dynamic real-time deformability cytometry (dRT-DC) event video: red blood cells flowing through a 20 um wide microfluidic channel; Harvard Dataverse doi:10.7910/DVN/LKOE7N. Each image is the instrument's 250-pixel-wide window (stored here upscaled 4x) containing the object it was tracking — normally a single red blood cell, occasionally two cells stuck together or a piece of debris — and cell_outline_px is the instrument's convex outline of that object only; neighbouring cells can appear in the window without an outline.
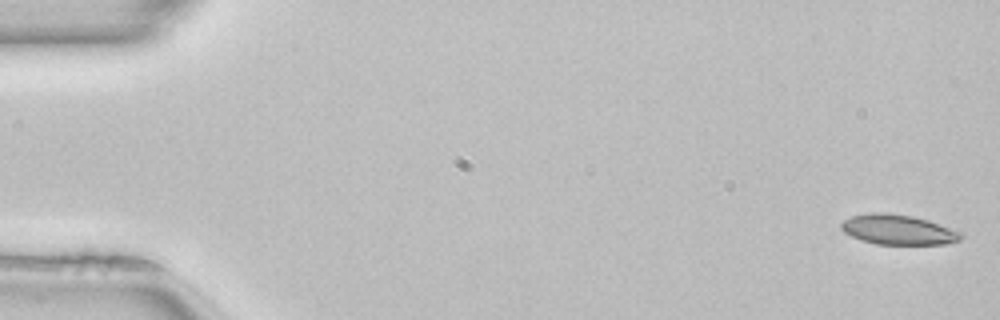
{"species": "common noctule bat (a hibernating species)", "species_latin": "Nyctalus noctula", "temperature_condition": "room temperature", "stored_images_in_passage": 50, "camera_frame_rate_fps": 3000, "um_per_image_px": 0.085, "animal": {"sex": "female", "body_mass_g": 22.7, "forearm_length_mm": 54.2}, "frame": {"image": 1, "passage_image": 1, "time_ms": 0.0, "image_size_px": [1000, 320], "cell_outline_px": [[964, 236], [960, 240], [948, 244], [876, 244], [860, 240], [844, 232], [840, 228], [840, 224], [844, 220], [852, 216], [868, 212], [884, 212], [912, 216], [928, 220], [960, 232]], "centroid_in_image_um": [76.31, 19.52], "position_along_channel_um": 8.7, "area_um2": 20.92}}
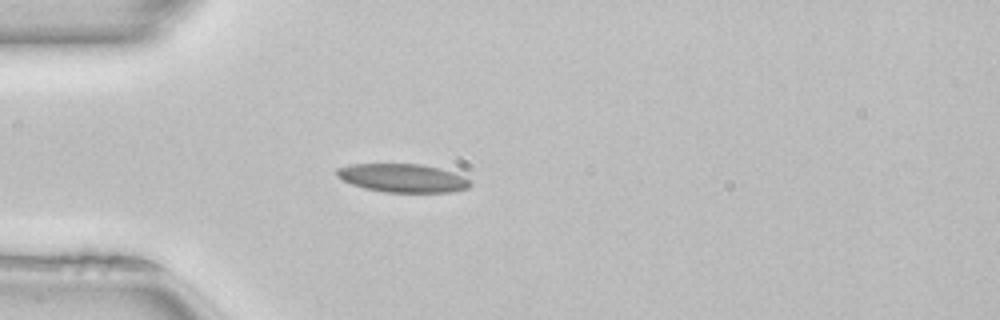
{"frame": {"image": 2, "passage_image": 14, "time_ms": 4.333, "image_size_px": [1000, 320], "cell_outline_px": [[472, 184], [468, 188], [452, 192], [384, 192], [364, 188], [340, 180], [336, 176], [336, 168], [352, 164], [420, 164], [452, 172], [464, 176]], "centroid_in_image_um": [34.18, 15.14], "position_along_channel_um": 50.8, "area_um2": 22.08}}
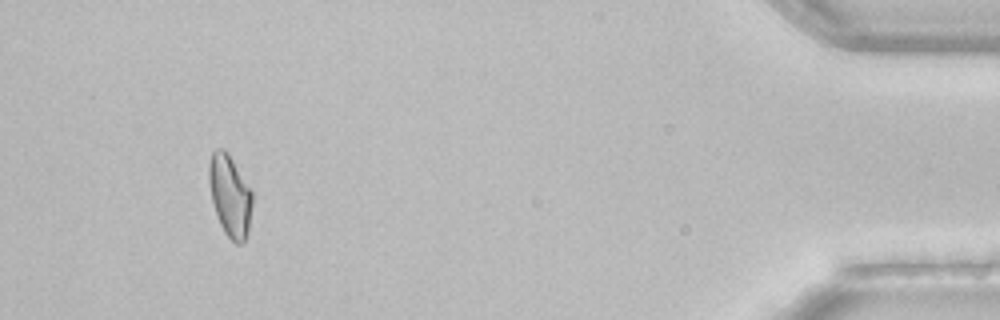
{"frame": {"image": 3, "passage_image": 47, "time_ms": 15.333, "image_size_px": [1000, 320], "cell_outline_px": [[252, 204], [248, 232], [244, 240], [240, 244], [236, 244], [224, 232], [216, 216], [212, 200], [208, 180], [208, 164], [212, 152], [216, 148], [224, 148], [228, 152], [252, 192]], "centroid_in_image_um": [19.52, 16.61], "position_along_channel_um": 415.7, "area_um2": 20.63}, "authors_computed_cell_mechanics": {"area_um2": 20.9525, "velocity_mm_per_s": 4.0613, "shape_relaxation_time_tau1_ms": null, "shape_relaxation_time_tau2_ms": 2.8633, "deformation_change_tau1": null, "deformation_change_tau2": 0.0939}}